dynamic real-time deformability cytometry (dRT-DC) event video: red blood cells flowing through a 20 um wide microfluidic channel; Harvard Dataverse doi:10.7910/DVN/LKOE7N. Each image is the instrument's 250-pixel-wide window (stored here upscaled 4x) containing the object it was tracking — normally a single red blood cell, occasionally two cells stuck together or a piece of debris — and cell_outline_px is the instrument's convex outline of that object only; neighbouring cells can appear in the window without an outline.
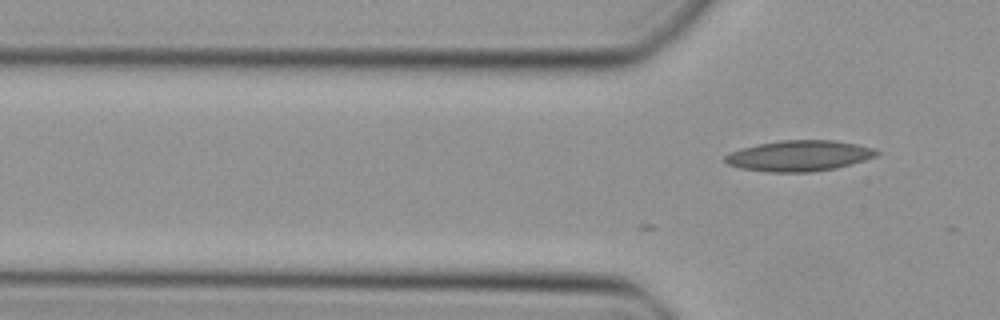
{"species": "Egyptian fruit bat (a non-hibernating species)", "species_latin": "Rousettus aegyptiacus", "temperature_condition": "cold", "stored_images_in_passage": 3, "camera_frame_rate_fps": 3000, "um_per_image_px": 0.085, "animal": {"sex": "female"}, "frame": {"image": 1, "passage_image": 3, "time_ms": 0.667, "image_size_px": [1000, 320], "cell_outline_px": [[880, 152], [876, 156], [852, 164], [836, 168], [812, 172], [768, 172], [740, 168], [728, 164], [724, 160], [724, 156], [732, 152], [756, 144], [780, 140], [836, 140], [876, 148]], "centroid_in_image_um": [67.96, 13.24], "position_along_channel_um": 57.8, "area_um2": 27.22}}